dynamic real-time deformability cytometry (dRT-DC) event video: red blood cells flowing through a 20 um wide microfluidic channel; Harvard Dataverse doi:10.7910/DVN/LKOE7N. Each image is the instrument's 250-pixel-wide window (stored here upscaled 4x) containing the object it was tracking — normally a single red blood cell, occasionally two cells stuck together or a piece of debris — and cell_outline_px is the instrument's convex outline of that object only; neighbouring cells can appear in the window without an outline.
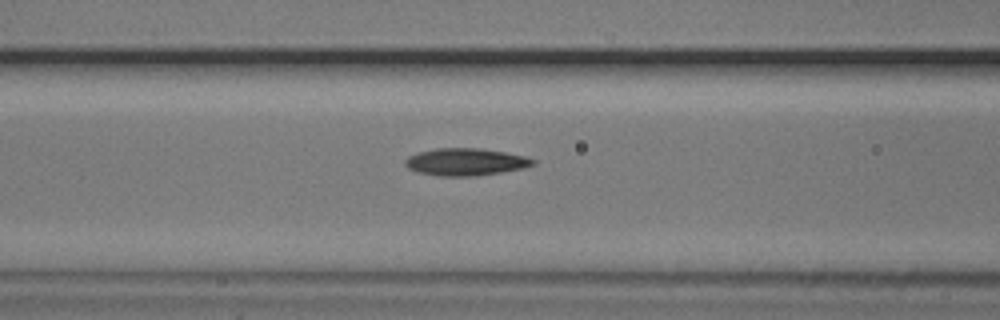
{"species": "common noctule bat (a hibernating species)", "species_latin": "Nyctalus noctula", "temperature_condition": "cold", "stored_images_in_passage": 6, "camera_frame_rate_fps": 3000, "um_per_image_px": 0.085, "animal": {"sex": "male", "body_mass_g": 20.5, "forearm_length_mm": 52.5}, "frame": {"image": 1, "passage_image": 6, "time_ms": 1.667, "image_size_px": [1000, 320], "cell_outline_px": [[536, 164], [524, 168], [476, 176], [440, 176], [416, 172], [408, 168], [404, 164], [404, 160], [408, 156], [416, 152], [436, 148], [484, 148], [528, 156], [536, 160]], "centroid_in_image_um": [39.58, 13.75], "position_along_channel_um": 127.0, "area_um2": 20.69}}